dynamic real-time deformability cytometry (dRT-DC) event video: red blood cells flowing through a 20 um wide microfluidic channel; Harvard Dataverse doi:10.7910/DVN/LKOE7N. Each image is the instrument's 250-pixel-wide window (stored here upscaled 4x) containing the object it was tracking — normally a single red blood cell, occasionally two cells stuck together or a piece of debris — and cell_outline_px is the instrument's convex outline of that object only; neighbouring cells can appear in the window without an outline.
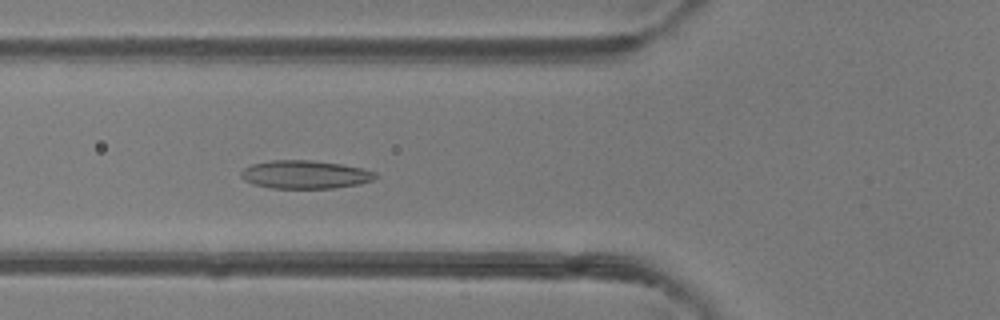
{"species": "common noctule bat (a hibernating species)", "species_latin": "Nyctalus noctula", "temperature_condition": "room temperature", "stored_images_in_passage": 6, "camera_frame_rate_fps": 3000, "um_per_image_px": 0.085, "animal": {"sex": "female"}, "frame": {"image": 1, "passage_image": 6, "time_ms": 1.667, "image_size_px": [1000, 320], "cell_outline_px": [[380, 176], [372, 180], [360, 184], [336, 188], [272, 188], [252, 184], [244, 180], [240, 176], [240, 172], [244, 168], [252, 164], [272, 160], [312, 160], [340, 164], [360, 168], [376, 172]], "centroid_in_image_um": [25.93, 14.84], "position_along_channel_um": 99.9, "area_um2": 22.2}}